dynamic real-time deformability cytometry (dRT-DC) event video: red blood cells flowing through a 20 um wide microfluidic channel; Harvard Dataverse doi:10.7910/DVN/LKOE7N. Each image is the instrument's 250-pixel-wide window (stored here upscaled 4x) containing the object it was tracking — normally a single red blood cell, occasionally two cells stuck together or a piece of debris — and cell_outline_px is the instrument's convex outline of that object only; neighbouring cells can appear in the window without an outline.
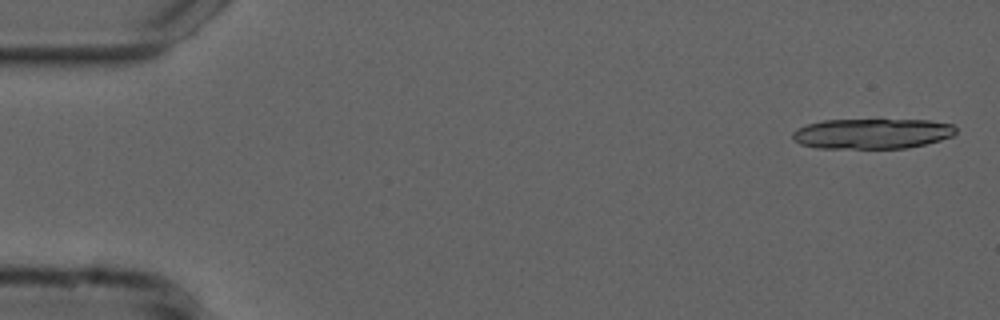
{"species": "common noctule bat (a hibernating species)", "species_latin": "Nyctalus noctula", "temperature_condition": "cold", "stored_images_in_passage": 18, "camera_frame_rate_fps": 3000, "um_per_image_px": 0.085, "animal": {"sex": "male", "forearm_length_mm": 52.5}, "frame": {"image": 1, "passage_image": 2, "time_ms": 0.333, "image_size_px": [1000, 320], "cell_outline_px": [[956, 132], [952, 136], [940, 140], [908, 148], [816, 148], [800, 144], [792, 140], [792, 132], [796, 128], [808, 124], [824, 120], [928, 120], [952, 124], [956, 128]], "centroid_in_image_um": [74.09, 11.36], "position_along_channel_um": 10.9, "area_um2": 28.84}}